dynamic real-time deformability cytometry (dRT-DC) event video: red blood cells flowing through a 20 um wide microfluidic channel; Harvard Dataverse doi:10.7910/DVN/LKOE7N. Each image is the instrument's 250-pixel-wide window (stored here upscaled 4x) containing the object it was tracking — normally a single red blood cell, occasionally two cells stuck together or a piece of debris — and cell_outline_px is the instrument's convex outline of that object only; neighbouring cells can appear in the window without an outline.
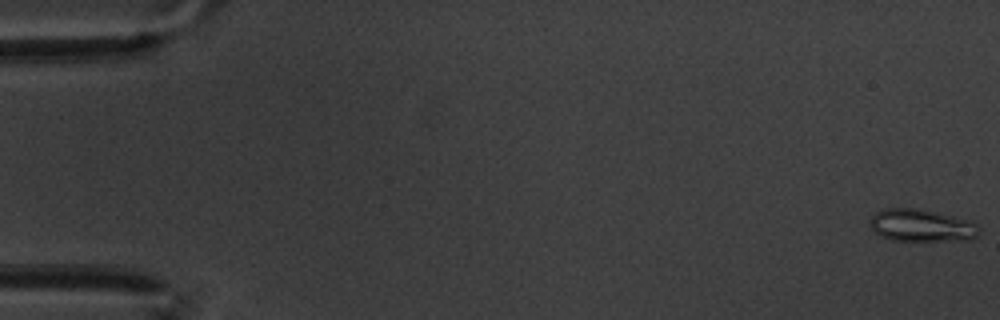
{"species": "common noctule bat (a hibernating species)", "species_latin": "Nyctalus noctula", "temperature_condition": "warm", "stored_images_in_passage": 14, "camera_frame_rate_fps": 3000, "um_per_image_px": 0.085, "animal": {"sex": "male", "body_mass_g": 20.1, "forearm_length_mm": 53.5}, "frame": {"image": 1, "passage_image": 1, "time_ms": 0.0, "image_size_px": [1000, 320], "cell_outline_px": [[980, 232], [972, 240], [892, 240], [880, 236], [868, 224], [868, 220], [876, 212], [884, 208], [916, 208], [956, 216], [972, 220], [980, 228]], "centroid_in_image_um": [78.34, 19.15], "position_along_channel_um": 6.7, "area_um2": 20.81}}